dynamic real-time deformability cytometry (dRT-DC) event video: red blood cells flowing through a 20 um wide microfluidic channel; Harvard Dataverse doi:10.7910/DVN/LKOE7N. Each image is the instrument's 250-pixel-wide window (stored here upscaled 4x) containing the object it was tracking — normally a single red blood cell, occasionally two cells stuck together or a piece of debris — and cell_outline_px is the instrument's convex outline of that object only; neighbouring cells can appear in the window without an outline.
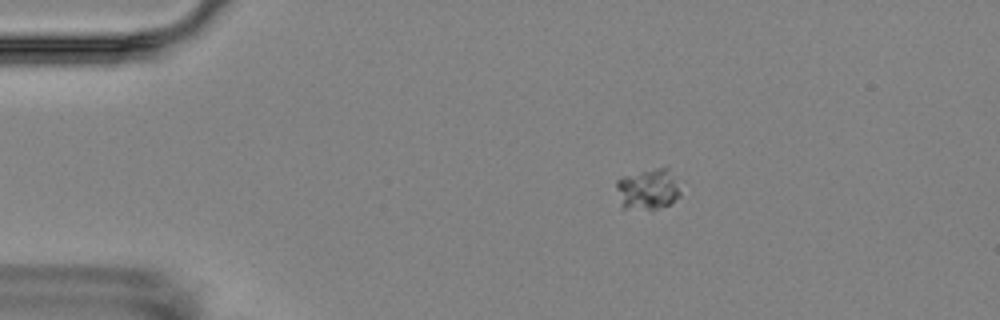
{"species": "Egyptian fruit bat (a non-hibernating species)", "species_latin": "Rousettus aegyptiacus", "temperature_condition": "room temperature", "stored_images_in_passage": 5, "camera_frame_rate_fps": 3000, "um_per_image_px": 0.085, "animal": {"sex": "female"}, "frame": {"image": 1, "passage_image": 4, "time_ms": 3.333, "image_size_px": [1000, 320], "cell_outline_px": [[680, 196], [668, 204], [652, 212], [620, 208], [616, 188], [616, 180], [620, 176], [656, 168], [664, 168], [680, 192]], "centroid_in_image_um": [54.94, 16.17], "position_along_channel_um": 30.1, "area_um2": 15.26}}